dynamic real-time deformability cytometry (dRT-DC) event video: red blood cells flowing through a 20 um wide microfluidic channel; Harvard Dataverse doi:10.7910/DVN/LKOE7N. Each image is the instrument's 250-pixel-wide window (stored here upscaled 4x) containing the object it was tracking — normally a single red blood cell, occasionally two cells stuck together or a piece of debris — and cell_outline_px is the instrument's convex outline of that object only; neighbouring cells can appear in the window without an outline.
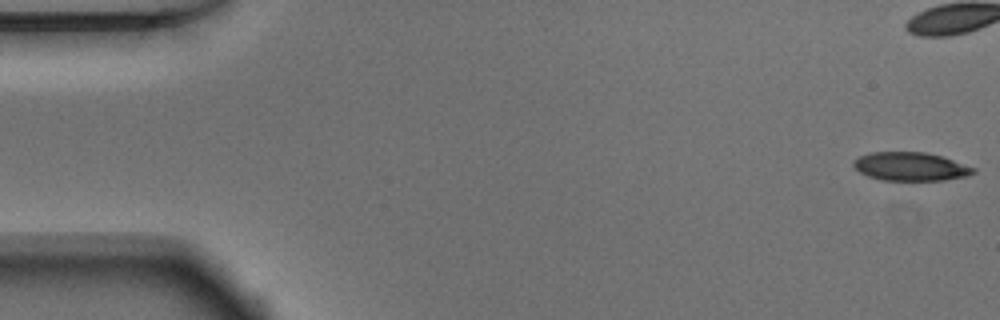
{"species": "Egyptian fruit bat (a non-hibernating species)", "species_latin": "Rousettus aegyptiacus", "temperature_condition": "warm", "stored_images_in_passage": 52, "camera_frame_rate_fps": 3000, "um_per_image_px": 0.085, "animal": {"sex": "male"}, "frame": {"image": 1, "passage_image": 1, "time_ms": 0.0, "image_size_px": [1000, 320], "cell_outline_px": [[976, 172], [968, 176], [944, 180], [880, 180], [868, 176], [860, 172], [852, 164], [852, 160], [860, 156], [872, 152], [924, 152], [940, 156], [976, 168]], "centroid_in_image_um": [77.39, 14.16], "position_along_channel_um": 7.6, "area_um2": 19.83}, "authors_computed_cell_mechanics": {"area_um2": 21.5016, "velocity_mm_per_s": 3.8931, "shape_relaxation_time_tau1_ms": 8.3907, "shape_relaxation_time_tau2_ms": 3.0754, "deformation_change_tau1": 0.2027, "deformation_change_tau2": 0.1124}}